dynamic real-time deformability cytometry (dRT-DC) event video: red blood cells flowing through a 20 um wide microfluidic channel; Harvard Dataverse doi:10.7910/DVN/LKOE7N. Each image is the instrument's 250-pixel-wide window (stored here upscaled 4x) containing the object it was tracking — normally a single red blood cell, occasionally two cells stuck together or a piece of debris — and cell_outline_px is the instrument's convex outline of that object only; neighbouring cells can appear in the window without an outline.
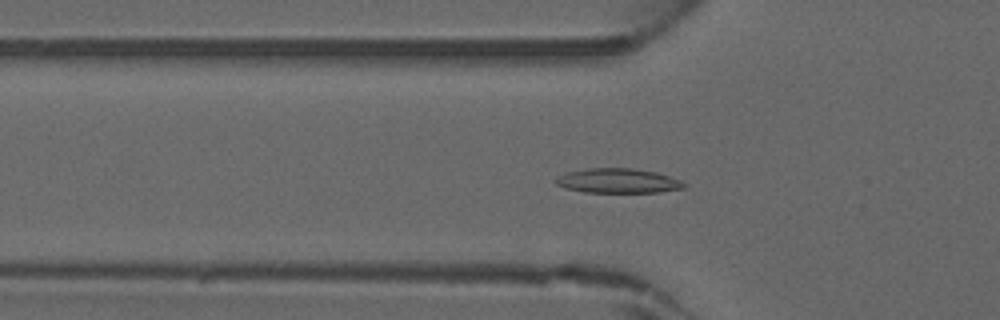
{"species": "common noctule bat (a hibernating species)", "species_latin": "Nyctalus noctula", "temperature_condition": "warm", "stored_images_in_passage": 45, "camera_frame_rate_fps": 3000, "um_per_image_px": 0.085, "animal": {"sex": "male", "forearm_length_mm": 52.5}, "frame": {"image": 1, "passage_image": 15, "time_ms": 4.667, "image_size_px": [1000, 320], "cell_outline_px": [[688, 188], [660, 192], [584, 192], [564, 188], [556, 184], [552, 180], [556, 176], [568, 172], [588, 168], [632, 168], [656, 172], [680, 180], [688, 184]], "centroid_in_image_um": [52.53, 15.37], "position_along_channel_um": 73.3, "area_um2": 18.61}}
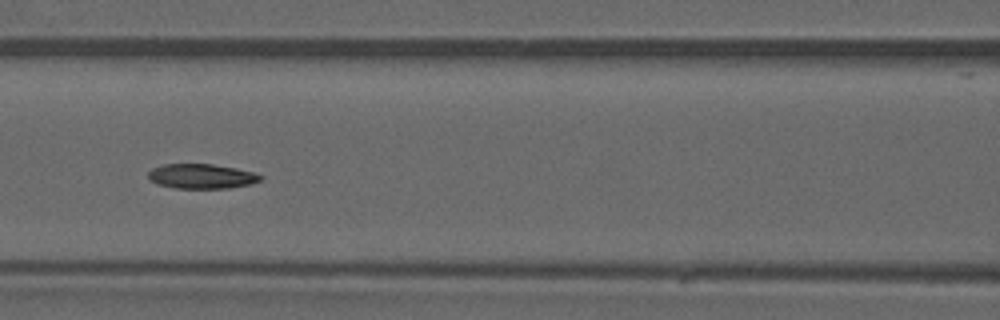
{"frame": {"image": 2, "passage_image": 20, "time_ms": 6.333, "image_size_px": [1000, 320], "cell_outline_px": [[264, 176], [260, 180], [248, 184], [228, 188], [176, 188], [156, 184], [148, 176], [148, 172], [152, 168], [164, 164], [212, 164], [236, 168], [252, 172]], "centroid_in_image_um": [17.11, 14.98], "position_along_channel_um": 149.5, "area_um2": 16.01}}
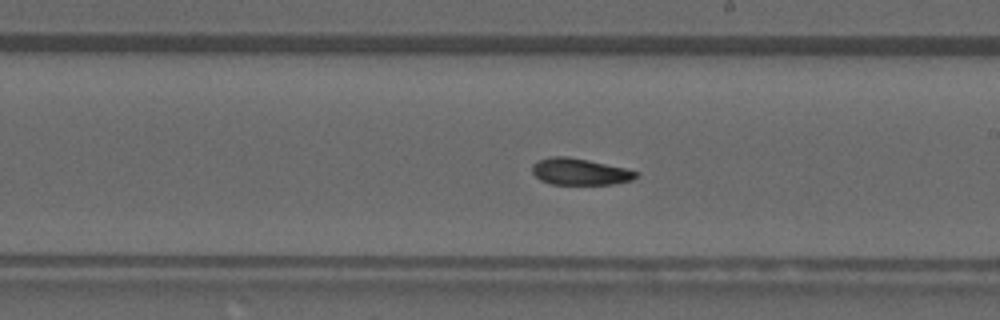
{"frame": {"image": 3, "passage_image": 26, "time_ms": 8.333, "image_size_px": [1000, 320], "cell_outline_px": [[640, 172], [632, 180], [612, 184], [552, 184], [540, 180], [532, 172], [532, 164], [540, 160], [552, 156], [568, 156], [588, 160], [624, 168]], "centroid_in_image_um": [49.27, 14.59], "position_along_channel_um": 239.7, "area_um2": 15.95}}